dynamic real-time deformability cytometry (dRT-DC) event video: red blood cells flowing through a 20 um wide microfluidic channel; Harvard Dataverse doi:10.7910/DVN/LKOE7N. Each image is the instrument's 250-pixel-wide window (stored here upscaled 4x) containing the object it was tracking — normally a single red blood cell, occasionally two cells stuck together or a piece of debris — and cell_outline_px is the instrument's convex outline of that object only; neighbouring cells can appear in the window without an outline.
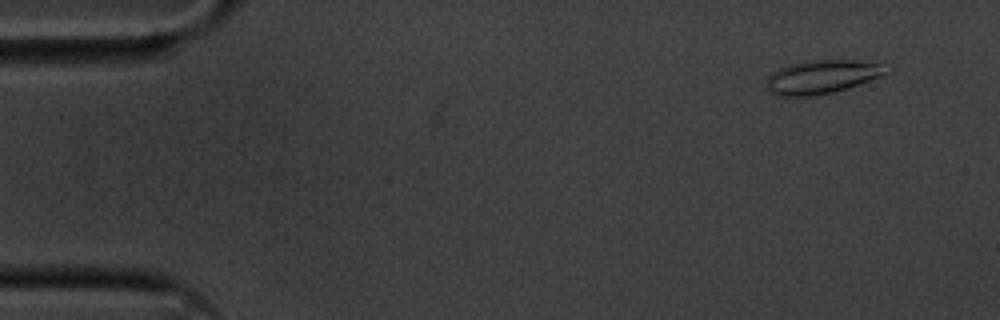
{"species": "common noctule bat (a hibernating species)", "species_latin": "Nyctalus noctula", "temperature_condition": "cold", "stored_images_in_passage": 4, "camera_frame_rate_fps": 3000, "um_per_image_px": 0.085, "animal": {"sex": "male", "body_mass_g": 20.1, "forearm_length_mm": 53.5}, "frame": {"image": 1, "passage_image": 4, "time_ms": 1.0, "image_size_px": [1000, 320], "cell_outline_px": [[892, 72], [832, 92], [808, 96], [776, 96], [768, 92], [768, 76], [772, 72], [788, 64], [812, 60], [852, 60], [880, 64]], "centroid_in_image_um": [69.81, 6.53], "position_along_channel_um": 15.2, "area_um2": 22.95}}